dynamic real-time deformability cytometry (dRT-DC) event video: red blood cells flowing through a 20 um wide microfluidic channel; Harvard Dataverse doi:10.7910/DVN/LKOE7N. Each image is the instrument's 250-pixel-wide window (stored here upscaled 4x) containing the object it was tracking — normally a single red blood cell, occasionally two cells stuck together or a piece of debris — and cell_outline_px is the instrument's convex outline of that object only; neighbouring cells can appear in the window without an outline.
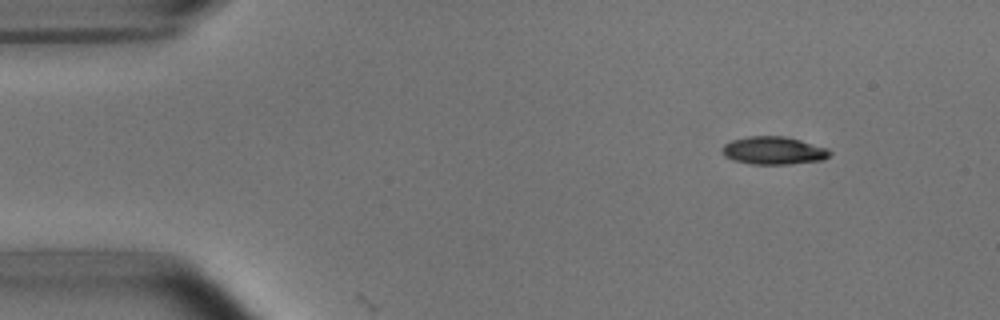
{"species": "common noctule bat (a hibernating species)", "species_latin": "Nyctalus noctula", "temperature_condition": "room temperature", "stored_images_in_passage": 2, "camera_frame_rate_fps": 3000, "um_per_image_px": 0.085, "animal": {"sex": "male", "body_mass_g": 15.6}, "frame": {"image": 1, "passage_image": 1, "time_ms": 0.0, "image_size_px": [1000, 320], "cell_outline_px": [[832, 152], [824, 160], [788, 164], [752, 164], [732, 160], [724, 156], [720, 152], [720, 148], [724, 144], [732, 140], [748, 136], [784, 136], [800, 140], [828, 148]], "centroid_in_image_um": [65.72, 12.8], "position_along_channel_um": 19.3, "area_um2": 17.63}}